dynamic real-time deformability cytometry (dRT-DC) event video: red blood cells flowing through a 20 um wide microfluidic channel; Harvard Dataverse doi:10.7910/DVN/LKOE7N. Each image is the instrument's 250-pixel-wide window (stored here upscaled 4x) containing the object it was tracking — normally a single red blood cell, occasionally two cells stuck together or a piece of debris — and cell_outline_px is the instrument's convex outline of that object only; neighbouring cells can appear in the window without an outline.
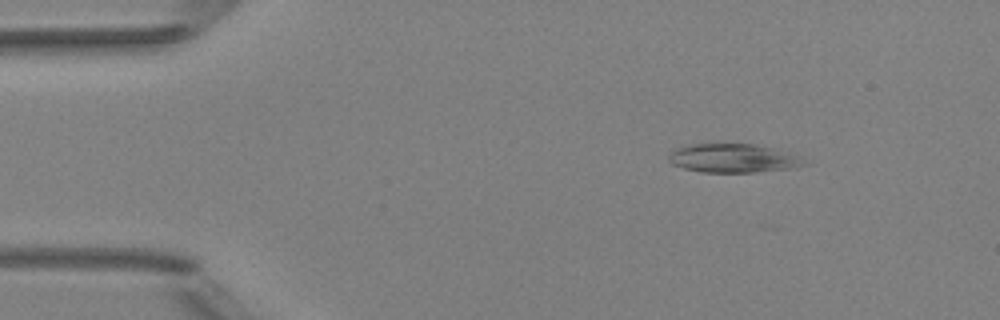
{"species": "Egyptian fruit bat (a non-hibernating species)", "species_latin": "Rousettus aegyptiacus", "temperature_condition": "room temperature", "stored_images_in_passage": 14, "camera_frame_rate_fps": 3000, "um_per_image_px": 0.085, "animal": {"sex": "female"}, "frame": {"image": 1, "passage_image": 6, "time_ms": 1.667, "image_size_px": [1000, 320], "cell_outline_px": [[808, 164], [796, 168], [756, 172], [700, 172], [684, 168], [672, 164], [668, 160], [668, 156], [676, 148], [688, 144], [720, 140], [724, 140], [756, 144], [776, 148], [800, 156]], "centroid_in_image_um": [62.32, 13.39], "position_along_channel_um": 22.7, "area_um2": 23.99}}